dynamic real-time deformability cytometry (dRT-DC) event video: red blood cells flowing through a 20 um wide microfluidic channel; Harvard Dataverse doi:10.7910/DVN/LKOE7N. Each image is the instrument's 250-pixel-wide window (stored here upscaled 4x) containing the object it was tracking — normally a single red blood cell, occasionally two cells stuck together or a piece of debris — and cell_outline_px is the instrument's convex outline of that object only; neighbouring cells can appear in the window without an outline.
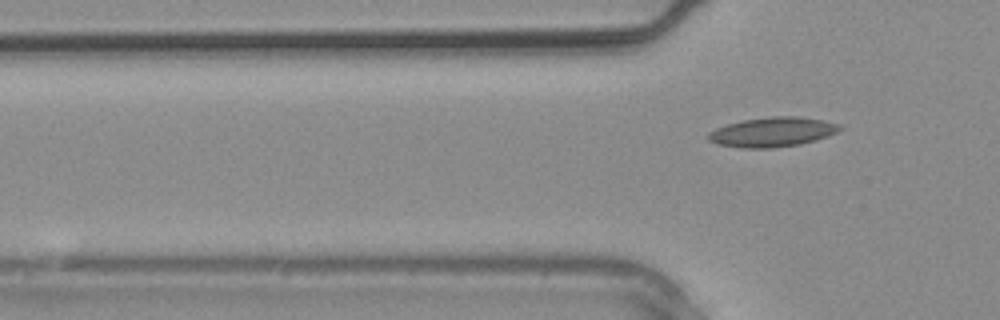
{"species": "common noctule bat (a hibernating species)", "species_latin": "Nyctalus noctula", "temperature_condition": "warm", "stored_images_in_passage": 2, "camera_frame_rate_fps": 3000, "um_per_image_px": 0.085, "animal": {"sex": "male", "body_mass_g": 20.4}, "frame": {"image": 1, "passage_image": 2, "time_ms": 0.333, "image_size_px": [1000, 320], "cell_outline_px": [[844, 128], [828, 136], [816, 140], [800, 144], [772, 148], [740, 148], [716, 144], [708, 140], [708, 132], [716, 128], [728, 124], [744, 120], [768, 116], [800, 116], [824, 120], [840, 124]], "centroid_in_image_um": [65.67, 11.22], "position_along_channel_um": 60.1, "area_um2": 22.89}}